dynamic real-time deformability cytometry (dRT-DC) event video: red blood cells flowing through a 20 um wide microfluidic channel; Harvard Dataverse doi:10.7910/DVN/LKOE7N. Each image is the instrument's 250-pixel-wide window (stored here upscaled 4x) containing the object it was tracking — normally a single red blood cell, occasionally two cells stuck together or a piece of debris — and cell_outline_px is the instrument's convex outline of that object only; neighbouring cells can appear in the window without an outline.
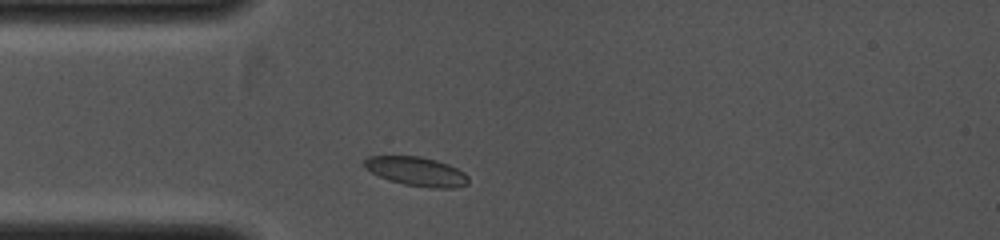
{"species": "common noctule bat (a hibernating species)", "species_latin": "Nyctalus noctula", "temperature_condition": "cold", "stored_images_in_passage": 14, "camera_frame_rate_fps": 4000, "um_per_image_px": 0.085, "animal": {"sex": "female", "body_mass_g": 19.0, "forearm_length_mm": 53.3}, "frame": {"image": 1, "passage_image": 2, "time_ms": 0.25, "image_size_px": [1000, 240], "cell_outline_px": [[468, 184], [452, 188], [432, 188], [404, 184], [380, 176], [364, 168], [364, 160], [368, 156], [420, 156], [436, 160], [448, 164], [464, 172], [468, 176]], "centroid_in_image_um": [35.42, 14.56], "position_along_channel_um": 49.6, "area_um2": 17.46}}
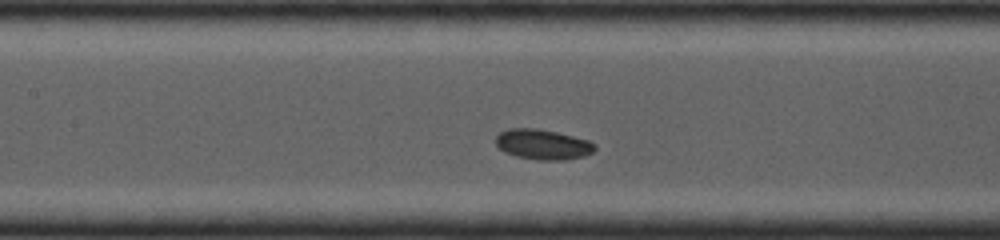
{"frame": {"image": 2, "passage_image": 7, "time_ms": 1.5, "image_size_px": [1000, 240], "cell_outline_px": [[596, 148], [592, 152], [584, 156], [564, 160], [540, 160], [516, 156], [504, 152], [496, 144], [496, 136], [500, 132], [508, 128], [536, 128], [556, 132], [588, 140], [596, 144]], "centroid_in_image_um": [46.13, 12.27], "position_along_channel_um": 161.3, "area_um2": 17.4}}
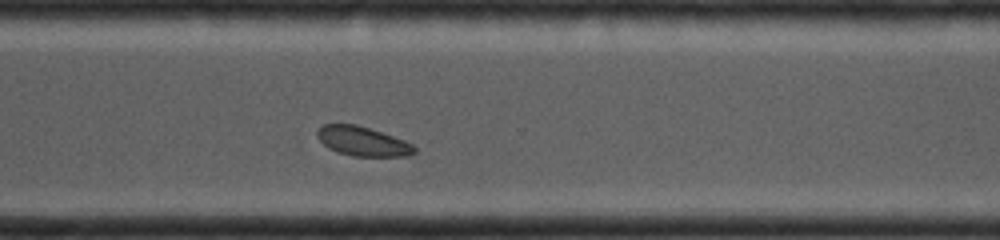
{"frame": {"image": 3, "passage_image": 14, "time_ms": 3.25, "image_size_px": [1000, 240], "cell_outline_px": [[416, 152], [408, 156], [352, 156], [328, 148], [316, 136], [316, 132], [324, 124], [356, 124], [404, 140], [412, 144], [416, 148]], "centroid_in_image_um": [30.83, 12.01], "position_along_channel_um": 339.8, "area_um2": 16.42}}